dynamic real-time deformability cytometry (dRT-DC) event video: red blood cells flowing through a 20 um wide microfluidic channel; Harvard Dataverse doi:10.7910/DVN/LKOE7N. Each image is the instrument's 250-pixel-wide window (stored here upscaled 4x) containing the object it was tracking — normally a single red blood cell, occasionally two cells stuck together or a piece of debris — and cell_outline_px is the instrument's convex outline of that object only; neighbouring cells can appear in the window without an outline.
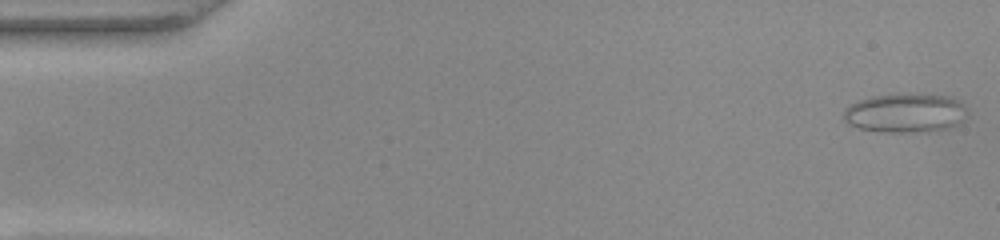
{"species": "common noctule bat (a hibernating species)", "species_latin": "Nyctalus noctula", "temperature_condition": "warm", "stored_images_in_passage": 50, "camera_frame_rate_fps": 3000, "um_per_image_px": 0.085, "animal": {"sex": "female", "body_mass_g": 22.0, "forearm_length_mm": 56.7}, "frame": {"image": 1, "passage_image": 1, "time_ms": 0.0, "image_size_px": [1000, 240], "cell_outline_px": [[968, 112], [956, 124], [948, 128], [928, 132], [880, 132], [860, 128], [848, 124], [844, 120], [844, 108], [848, 104], [872, 96], [900, 92], [948, 96], [964, 104]], "centroid_in_image_um": [76.92, 9.59], "position_along_channel_um": 8.1, "area_um2": 28.61}}
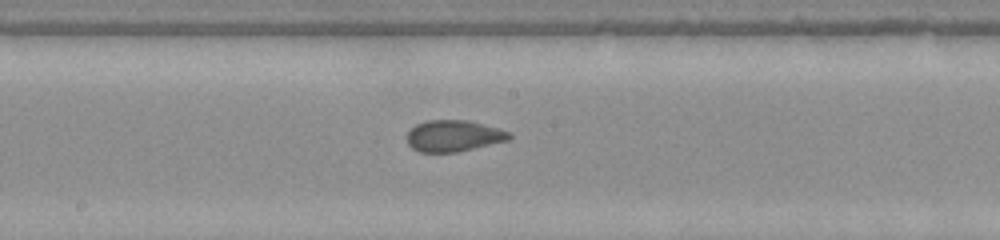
{"frame": {"image": 2, "passage_image": 26, "time_ms": 8.333, "image_size_px": [1000, 240], "cell_outline_px": [[512, 136], [508, 140], [456, 152], [420, 152], [412, 148], [408, 144], [408, 132], [416, 124], [428, 120], [468, 120], [512, 132]], "centroid_in_image_um": [38.56, 11.54], "position_along_channel_um": 209.6, "area_um2": 18.55}}
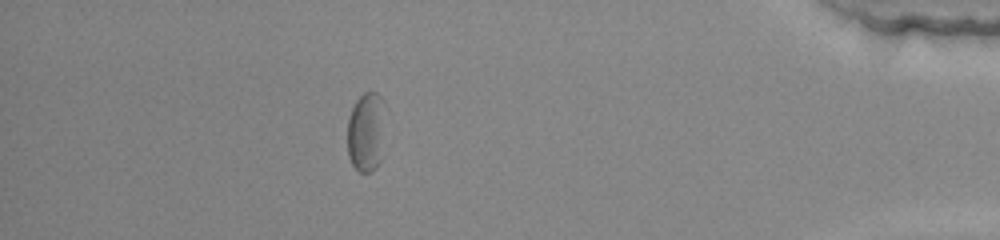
{"frame": {"image": 3, "passage_image": 44, "time_ms": 14.333, "image_size_px": [1000, 240], "cell_outline_px": [[388, 108], [380, 160], [376, 168], [372, 172], [360, 172], [352, 164], [348, 156], [348, 120], [352, 108], [356, 100], [364, 92], [376, 92], [384, 100]], "centroid_in_image_um": [31.18, 11.17], "position_along_channel_um": 404.0, "area_um2": 18.26}, "authors_computed_cell_mechanics": {"area_um2": 18.9873, "velocity_mm_per_s": 4.0341, "shape_relaxation_time_tau1_ms": null, "shape_relaxation_time_tau2_ms": 1.1257, "deformation_change_tau1": null, "deformation_change_tau2": 0.0613}}